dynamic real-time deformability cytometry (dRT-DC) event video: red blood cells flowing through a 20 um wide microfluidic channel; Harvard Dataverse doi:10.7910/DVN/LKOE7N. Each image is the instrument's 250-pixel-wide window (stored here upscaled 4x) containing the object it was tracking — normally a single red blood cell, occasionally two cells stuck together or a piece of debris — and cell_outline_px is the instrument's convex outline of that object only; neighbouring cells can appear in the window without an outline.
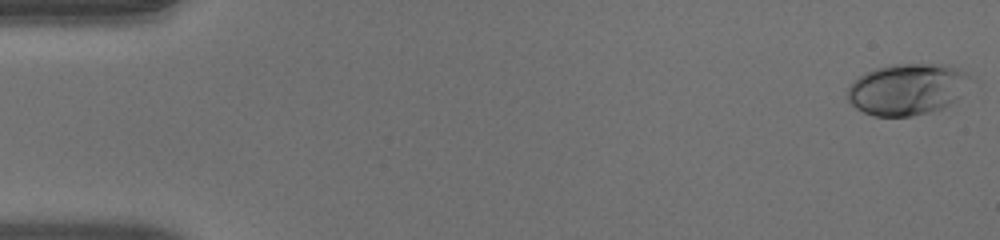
{"species": "human", "species_latin": "Homo sapiens", "temperature_condition": "warm", "stored_images_in_passage": 52, "camera_frame_rate_fps": 3000, "um_per_image_px": 0.085, "donor": {"sex": "male"}, "frame": {"image": 1, "passage_image": 1, "time_ms": 0.0, "image_size_px": [1000, 240], "cell_outline_px": [[972, 76], [960, 96], [956, 100], [944, 108], [912, 116], [872, 116], [856, 108], [848, 100], [848, 88], [864, 72], [876, 68], [892, 64], [944, 64], [960, 68], [968, 72]], "centroid_in_image_um": [77.14, 7.57], "position_along_channel_um": 7.9, "area_um2": 36.88}}
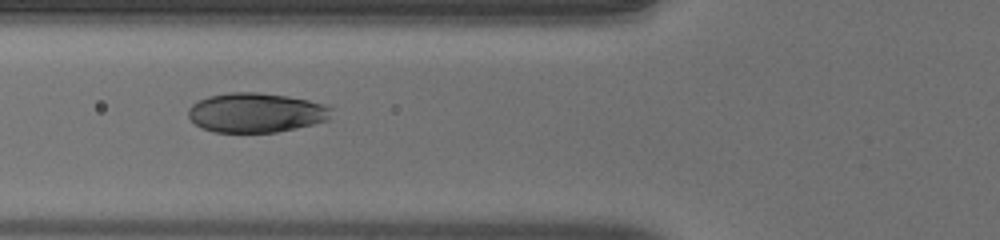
{"frame": {"image": 2, "passage_image": 20, "time_ms": 6.333, "image_size_px": [1000, 240], "cell_outline_px": [[332, 108], [328, 120], [296, 128], [276, 132], [216, 132], [200, 128], [188, 116], [188, 108], [192, 104], [208, 96], [228, 92], [256, 92], [288, 96], [328, 104]], "centroid_in_image_um": [21.76, 9.57], "position_along_channel_um": 104.0, "area_um2": 33.06}}
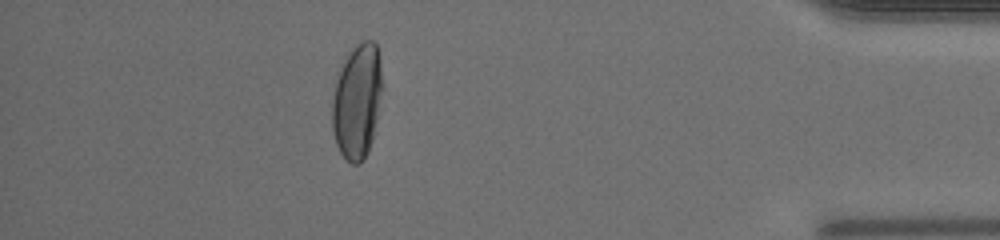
{"frame": {"image": 3, "passage_image": 46, "time_ms": 15.0, "image_size_px": [1000, 240], "cell_outline_px": [[384, 88], [372, 140], [368, 152], [364, 160], [360, 164], [352, 164], [340, 152], [336, 144], [332, 128], [332, 100], [336, 80], [340, 64], [348, 52], [356, 44], [364, 40], [372, 40], [376, 44], [380, 56]], "centroid_in_image_um": [30.38, 8.56], "position_along_channel_um": 404.8, "area_um2": 34.39}, "authors_computed_cell_mechanics": {"area_um2": 34.391, "velocity_mm_per_s": 3.988, "shape_relaxation_time_tau1_ms": 3.3934, "shape_relaxation_time_tau2_ms": null, "deformation_change_tau1": 0.1996, "deformation_change_tau2": null}}